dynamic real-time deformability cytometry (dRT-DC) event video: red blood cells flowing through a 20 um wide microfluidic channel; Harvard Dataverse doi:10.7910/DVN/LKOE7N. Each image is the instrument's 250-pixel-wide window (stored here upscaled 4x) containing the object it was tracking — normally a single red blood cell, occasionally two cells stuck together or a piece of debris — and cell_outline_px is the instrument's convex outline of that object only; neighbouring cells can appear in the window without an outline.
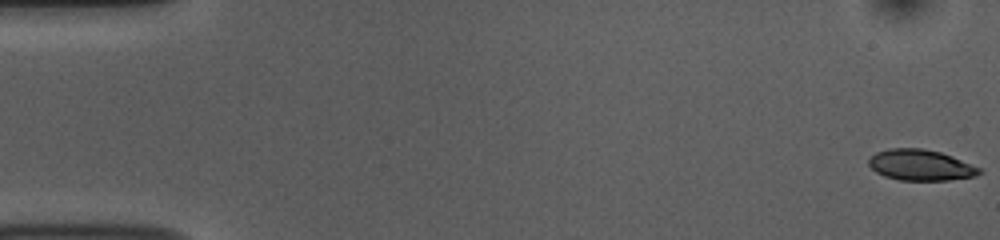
{"species": "common noctule bat (a hibernating species)", "species_latin": "Nyctalus noctula", "temperature_condition": "room temperature", "stored_images_in_passage": 52, "camera_frame_rate_fps": 3000, "um_per_image_px": 0.085, "animal": {"sex": "female", "body_mass_g": 10.0, "forearm_length_mm": 53.1}, "frame": {"image": 1, "passage_image": 1, "time_ms": 0.0, "image_size_px": [1000, 240], "cell_outline_px": [[984, 172], [976, 176], [948, 180], [900, 180], [884, 176], [876, 172], [868, 164], [868, 160], [876, 152], [888, 148], [924, 148], [940, 152], [952, 156], [980, 168]], "centroid_in_image_um": [78.25, 14.03], "position_along_channel_um": 6.7, "area_um2": 19.94}}
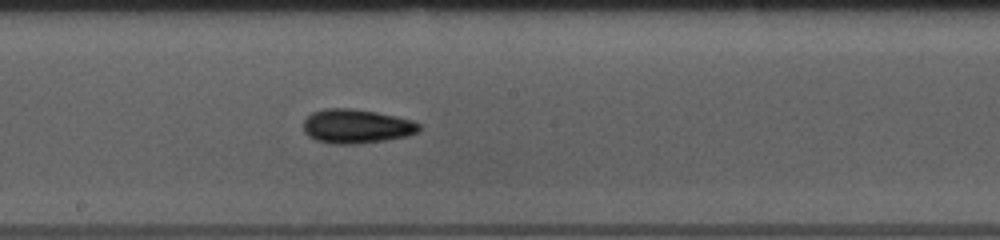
{"frame": {"image": 2, "passage_image": 29, "time_ms": 9.333, "image_size_px": [1000, 240], "cell_outline_px": [[420, 132], [408, 136], [388, 140], [356, 144], [332, 144], [316, 140], [308, 136], [304, 132], [304, 120], [312, 112], [324, 108], [352, 108], [376, 112], [396, 116], [412, 120], [420, 124]], "centroid_in_image_um": [30.31, 10.74], "position_along_channel_um": 217.9, "area_um2": 23.29}}
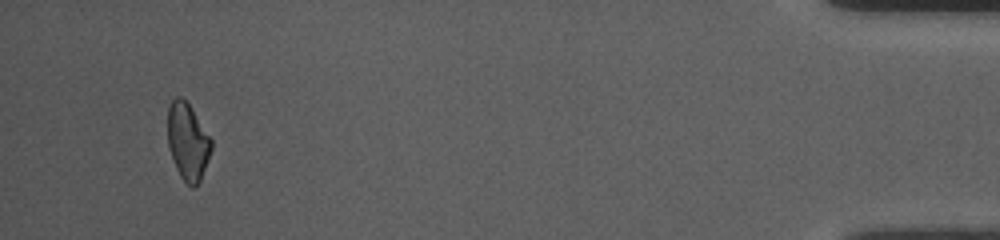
{"frame": {"image": 3, "passage_image": 51, "time_ms": 16.667, "image_size_px": [1000, 240], "cell_outline_px": [[212, 148], [200, 180], [192, 188], [180, 176], [176, 168], [168, 148], [168, 108], [172, 100], [176, 96], [180, 96], [192, 108], [212, 140]], "centroid_in_image_um": [15.95, 12.02], "position_along_channel_um": 419.3, "area_um2": 19.36}}